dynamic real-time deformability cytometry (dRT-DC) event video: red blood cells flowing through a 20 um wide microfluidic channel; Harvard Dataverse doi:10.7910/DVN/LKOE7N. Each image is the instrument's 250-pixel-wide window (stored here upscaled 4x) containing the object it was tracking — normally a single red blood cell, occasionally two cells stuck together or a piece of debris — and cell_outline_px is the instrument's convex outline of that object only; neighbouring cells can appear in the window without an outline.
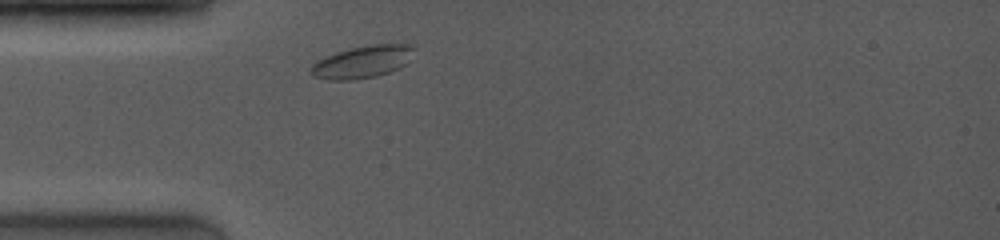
{"species": "common noctule bat (a hibernating species)", "species_latin": "Nyctalus noctula", "temperature_condition": "room temperature", "stored_images_in_passage": 1, "camera_frame_rate_fps": 4000, "um_per_image_px": 0.085, "animal": {"sex": "female", "body_mass_g": 19.0, "forearm_length_mm": 53.3}, "frame": {"image": 1, "passage_image": 1, "time_ms": 0.0, "image_size_px": [1000, 240], "cell_outline_px": [[416, 48], [408, 64], [400, 68], [376, 76], [356, 80], [328, 80], [312, 76], [308, 72], [312, 64], [336, 52], [348, 48], [368, 44], [412, 44]], "centroid_in_image_um": [30.84, 5.25], "position_along_channel_um": 54.2, "area_um2": 19.83}}